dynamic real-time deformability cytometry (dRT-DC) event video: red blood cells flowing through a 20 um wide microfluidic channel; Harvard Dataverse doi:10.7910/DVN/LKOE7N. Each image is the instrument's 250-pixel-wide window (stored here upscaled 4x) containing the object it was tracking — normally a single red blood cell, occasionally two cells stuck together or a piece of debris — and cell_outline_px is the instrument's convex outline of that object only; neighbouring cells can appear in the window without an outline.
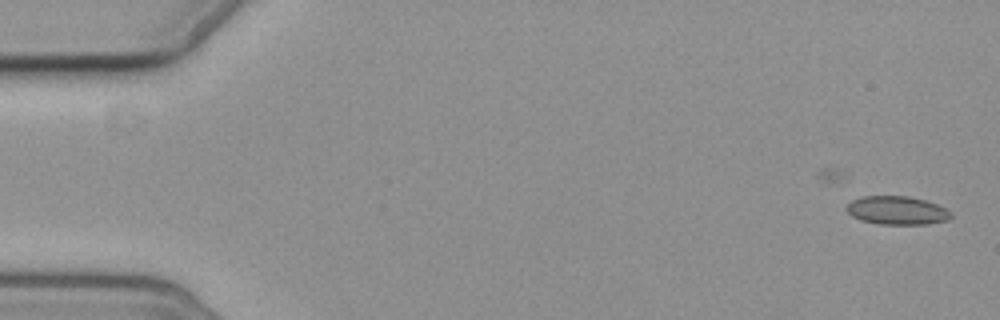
{"species": "common noctule bat (a hibernating species)", "species_latin": "Nyctalus noctula", "temperature_condition": "cold", "stored_images_in_passage": 7, "camera_frame_rate_fps": 3000, "um_per_image_px": 0.085, "animal": {"sex": "female", "body_mass_g": 19.3, "forearm_length_mm": 54.1}, "frame": {"image": 1, "passage_image": 1, "time_ms": 0.0, "image_size_px": [1000, 320], "cell_outline_px": [[952, 216], [948, 220], [928, 224], [876, 224], [860, 220], [852, 216], [844, 208], [852, 200], [864, 196], [908, 196], [924, 200], [936, 204], [952, 212]], "centroid_in_image_um": [76.23, 17.89], "position_along_channel_um": 8.8, "area_um2": 17.34}}
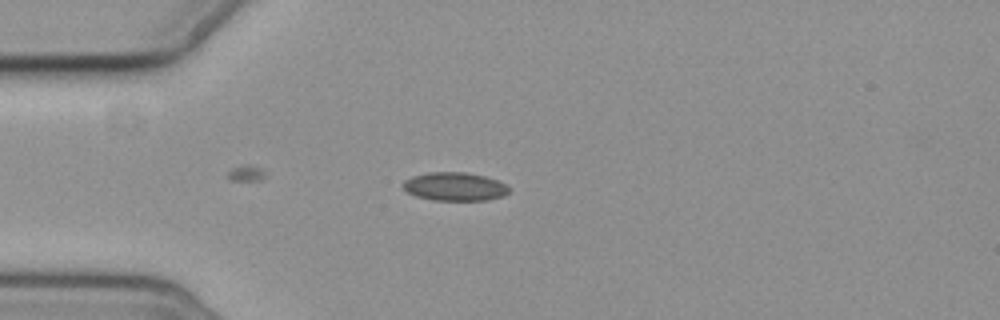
{"frame": {"image": 2, "passage_image": 5, "time_ms": 4.667, "image_size_px": [1000, 320], "cell_outline_px": [[508, 192], [504, 196], [488, 200], [432, 200], [416, 196], [408, 192], [400, 184], [404, 180], [412, 176], [428, 172], [464, 172], [484, 176], [496, 180], [504, 184], [508, 188]], "centroid_in_image_um": [38.61, 15.86], "position_along_channel_um": 46.4, "area_um2": 17.51}}
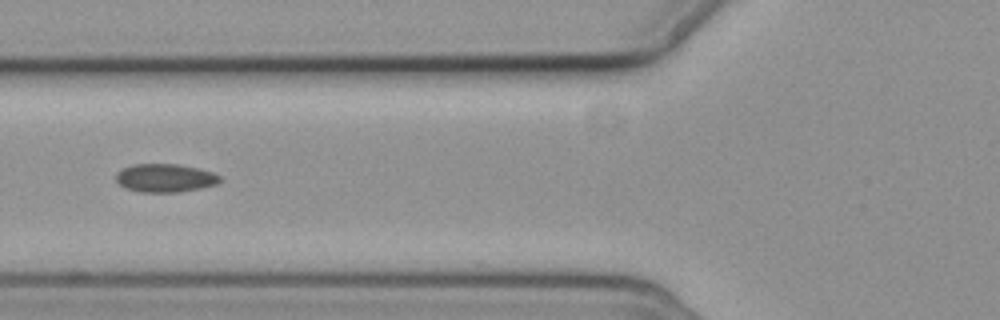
{"frame": {"image": 3, "passage_image": 7, "time_ms": 7.0, "image_size_px": [1000, 320], "cell_outline_px": [[220, 180], [216, 184], [200, 188], [180, 192], [140, 192], [124, 188], [116, 180], [116, 172], [132, 164], [176, 164], [200, 168], [212, 172], [220, 176]], "centroid_in_image_um": [14.02, 15.13], "position_along_channel_um": 111.8, "area_um2": 17.17}}